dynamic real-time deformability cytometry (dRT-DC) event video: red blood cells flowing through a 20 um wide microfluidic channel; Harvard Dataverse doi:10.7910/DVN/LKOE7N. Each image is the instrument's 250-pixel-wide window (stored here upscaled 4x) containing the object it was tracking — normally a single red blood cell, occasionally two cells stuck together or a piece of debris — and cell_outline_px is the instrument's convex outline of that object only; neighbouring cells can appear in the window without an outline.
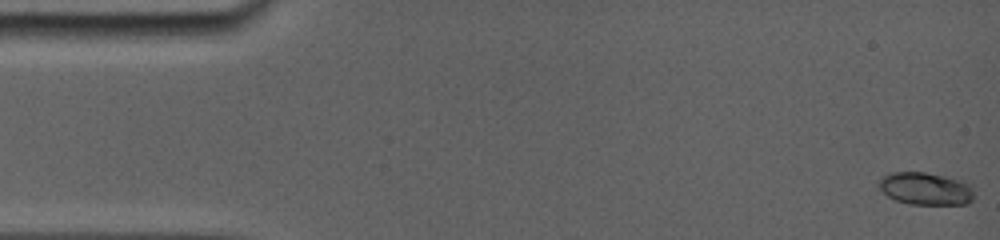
{"species": "common noctule bat (a hibernating species)", "species_latin": "Nyctalus noctula", "temperature_condition": "room temperature", "stored_images_in_passage": 84, "camera_frame_rate_fps": 5000, "um_per_image_px": 0.085, "animal": {"sex": "female", "body_mass_g": 19.0, "forearm_length_mm": 56.7}, "frame": {"image": 1, "passage_image": 1, "time_ms": 0.0, "image_size_px": [1000, 240], "cell_outline_px": [[972, 200], [968, 204], [908, 204], [892, 200], [880, 188], [880, 180], [884, 176], [896, 172], [924, 172], [956, 180], [964, 184], [972, 192]], "centroid_in_image_um": [78.6, 16.07], "position_along_channel_um": 6.4, "area_um2": 17.34}}
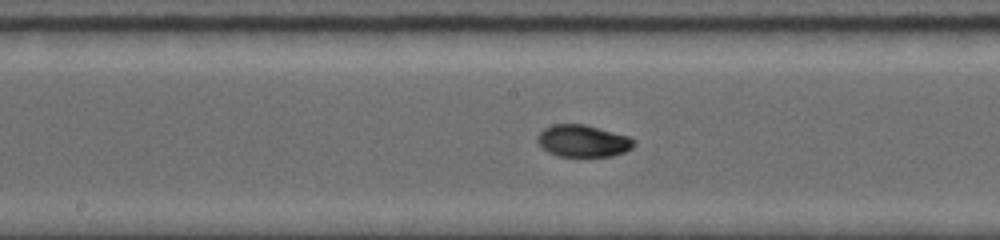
{"frame": {"image": 2, "passage_image": 43, "time_ms": 8.4, "image_size_px": [1000, 240], "cell_outline_px": [[632, 148], [624, 152], [612, 156], [560, 156], [548, 152], [540, 144], [540, 132], [544, 128], [556, 124], [584, 124], [628, 136], [632, 140]], "centroid_in_image_um": [49.56, 11.98], "position_along_channel_um": 198.6, "area_um2": 17.46}}
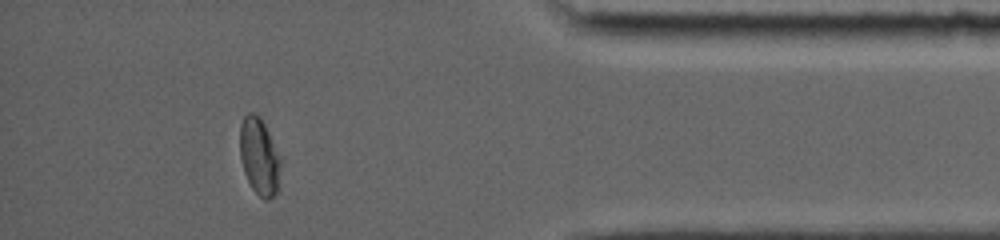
{"frame": {"image": 3, "passage_image": 74, "time_ms": 14.6, "image_size_px": [1000, 240], "cell_outline_px": [[280, 164], [276, 192], [268, 200], [264, 200], [252, 188], [244, 172], [240, 156], [240, 124], [244, 116], [248, 112], [252, 112], [260, 116], [280, 156]], "centroid_in_image_um": [22.01, 13.27], "position_along_channel_um": 413.2, "area_um2": 17.98}}